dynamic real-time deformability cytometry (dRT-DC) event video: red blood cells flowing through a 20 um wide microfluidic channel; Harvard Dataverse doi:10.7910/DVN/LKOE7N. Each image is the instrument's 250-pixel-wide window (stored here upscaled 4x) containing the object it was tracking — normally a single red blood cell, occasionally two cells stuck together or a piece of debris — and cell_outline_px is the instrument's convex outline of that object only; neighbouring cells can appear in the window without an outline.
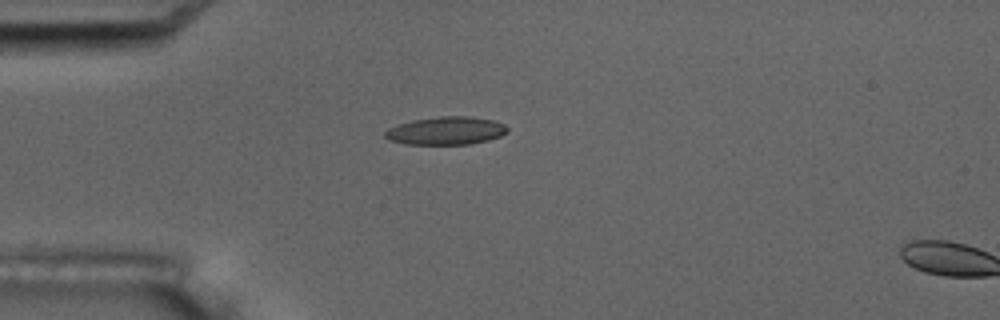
{"species": "common noctule bat (a hibernating species)", "species_latin": "Nyctalus noctula", "temperature_condition": "room temperature", "stored_images_in_passage": 11, "camera_frame_rate_fps": 3000, "um_per_image_px": 0.085, "animal": {"sex": "male", "body_mass_g": 17.5, "forearm_length_mm": 52.3}, "frame": {"image": 1, "passage_image": 4, "time_ms": 3.333, "image_size_px": [1000, 320], "cell_outline_px": [[508, 132], [500, 136], [488, 140], [468, 144], [404, 144], [388, 140], [384, 136], [384, 132], [388, 128], [412, 120], [440, 116], [468, 116], [496, 120], [504, 124], [508, 128]], "centroid_in_image_um": [37.92, 11.11], "position_along_channel_um": 47.1, "area_um2": 20.06}}
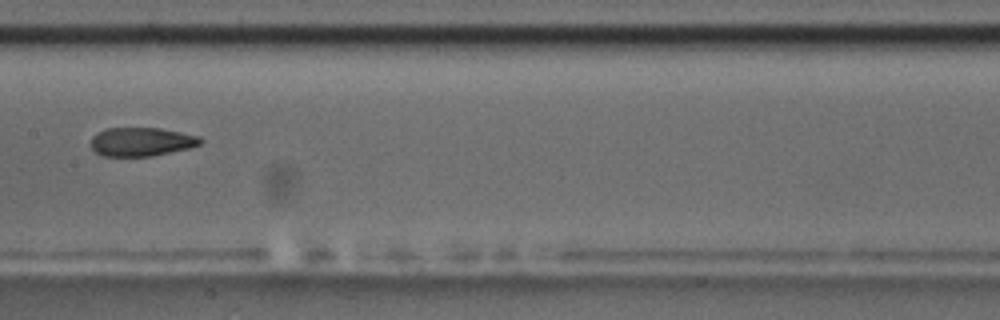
{"frame": {"image": 2, "passage_image": 8, "time_ms": 8.0, "image_size_px": [1000, 320], "cell_outline_px": [[204, 140], [200, 144], [192, 148], [152, 156], [104, 156], [96, 152], [92, 148], [92, 136], [108, 128], [160, 128], [200, 136]], "centroid_in_image_um": [12.08, 12.05], "position_along_channel_um": 195.3, "area_um2": 18.32}}